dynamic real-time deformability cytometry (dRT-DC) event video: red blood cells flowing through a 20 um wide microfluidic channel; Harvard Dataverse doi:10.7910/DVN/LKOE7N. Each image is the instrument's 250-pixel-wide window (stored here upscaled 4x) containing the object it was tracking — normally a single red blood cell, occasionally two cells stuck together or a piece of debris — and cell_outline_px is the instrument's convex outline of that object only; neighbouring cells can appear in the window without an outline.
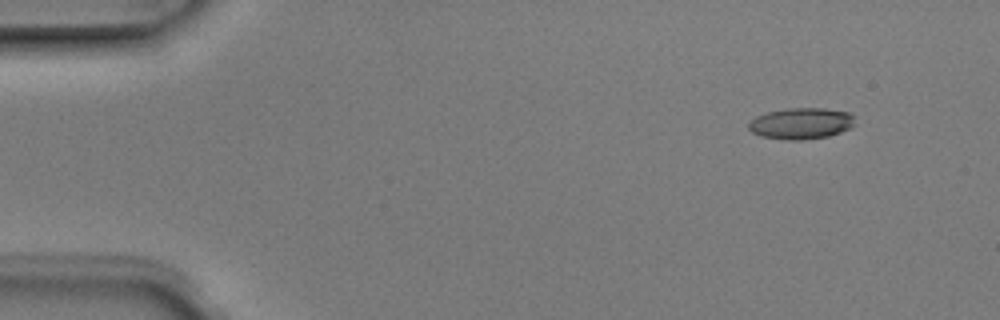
{"species": "Egyptian fruit bat (a non-hibernating species)", "species_latin": "Rousettus aegyptiacus", "temperature_condition": "room temperature", "stored_images_in_passage": 4, "camera_frame_rate_fps": 3000, "um_per_image_px": 0.085, "animal": {"sex": "male"}, "frame": {"image": 1, "passage_image": 1, "time_ms": 0.0, "image_size_px": [1000, 320], "cell_outline_px": [[856, 124], [840, 132], [828, 136], [800, 140], [788, 140], [760, 136], [752, 132], [748, 128], [748, 120], [756, 116], [768, 112], [788, 108], [824, 108], [848, 112], [856, 116]], "centroid_in_image_um": [68.1, 10.48], "position_along_channel_um": 16.9, "area_um2": 19.54}}
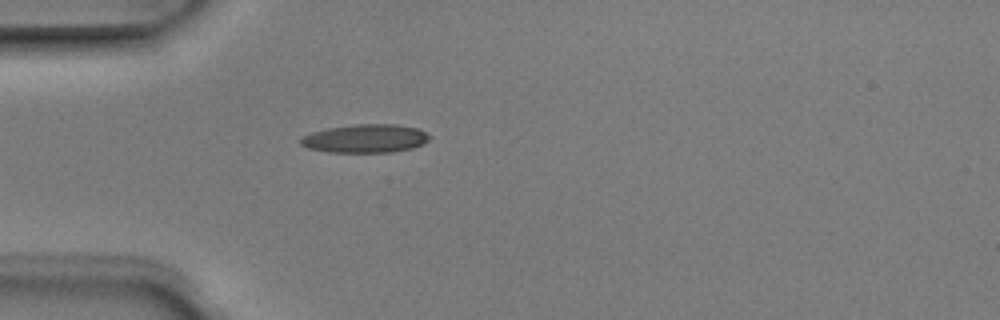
{"frame": {"image": 2, "passage_image": 4, "time_ms": 1.0, "image_size_px": [1000, 320], "cell_outline_px": [[432, 136], [428, 140], [412, 148], [392, 152], [328, 152], [308, 148], [300, 144], [300, 140], [304, 136], [312, 132], [328, 128], [356, 124], [396, 124], [416, 128]], "centroid_in_image_um": [31.05, 11.77], "position_along_channel_um": 54.0, "area_um2": 21.15}}